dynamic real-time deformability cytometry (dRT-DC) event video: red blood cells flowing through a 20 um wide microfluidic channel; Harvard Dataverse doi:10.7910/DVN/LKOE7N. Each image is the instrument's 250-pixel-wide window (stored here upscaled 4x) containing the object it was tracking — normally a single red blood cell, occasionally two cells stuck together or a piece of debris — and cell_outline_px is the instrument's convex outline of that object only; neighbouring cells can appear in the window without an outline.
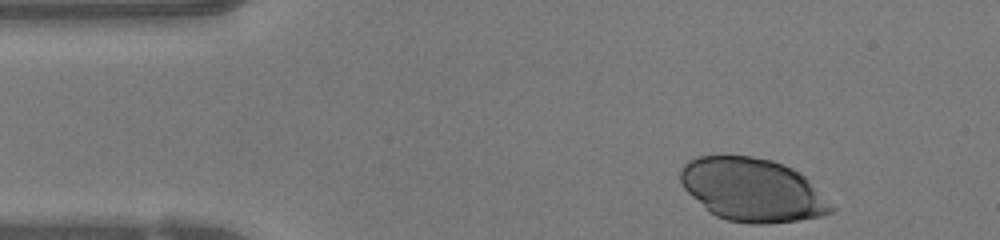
{"species": "human", "species_latin": "Homo sapiens", "temperature_condition": "warm", "stored_images_in_passage": 33, "camera_frame_rate_fps": 3000, "um_per_image_px": 0.085, "donor": {"sex": "female"}, "frame": {"image": 1, "passage_image": 1, "time_ms": 0.0, "image_size_px": [1000, 240], "cell_outline_px": [[836, 208], [832, 212], [820, 216], [796, 220], [764, 224], [752, 224], [728, 220], [716, 216], [708, 212], [684, 188], [680, 180], [680, 168], [688, 160], [696, 156], [752, 156], [772, 160], [792, 168], [800, 172]], "centroid_in_image_um": [63.93, 16.13], "position_along_channel_um": 21.1, "area_um2": 55.43}}